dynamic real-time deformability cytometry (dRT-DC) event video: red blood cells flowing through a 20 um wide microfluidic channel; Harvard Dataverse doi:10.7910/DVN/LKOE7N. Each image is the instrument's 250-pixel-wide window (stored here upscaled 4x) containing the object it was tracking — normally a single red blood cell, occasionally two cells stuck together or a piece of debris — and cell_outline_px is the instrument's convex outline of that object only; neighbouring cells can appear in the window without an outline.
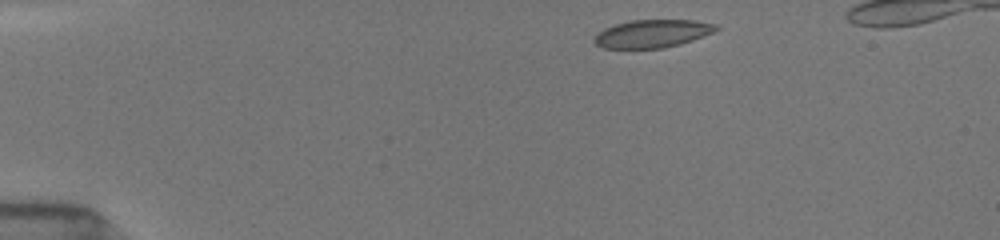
{"species": "common noctule bat (a hibernating species)", "species_latin": "Nyctalus noctula", "temperature_condition": "room temperature", "stored_images_in_passage": 38, "camera_frame_rate_fps": 3000, "um_per_image_px": 0.085, "animal": {"sex": "female", "body_mass_g": 19.5, "forearm_length_mm": 54.1}, "frame": {"image": 1, "passage_image": 1, "time_ms": 0.0, "image_size_px": [1000, 240], "cell_outline_px": [[720, 28], [704, 36], [680, 44], [664, 48], [600, 48], [592, 40], [596, 32], [604, 28], [628, 20], [696, 20], [716, 24]], "centroid_in_image_um": [55.41, 2.85], "position_along_channel_um": 29.6, "area_um2": 20.0}}
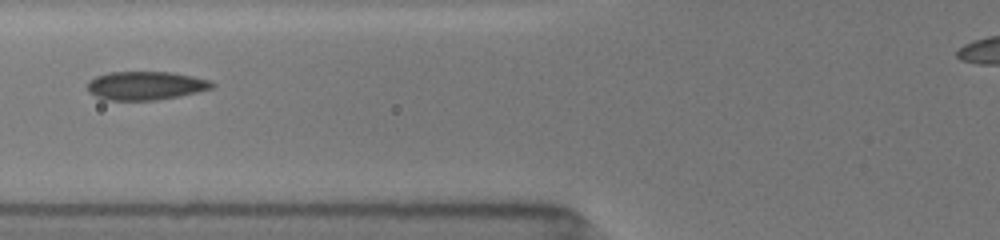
{"frame": {"image": 2, "passage_image": 23, "time_ms": 4.0, "image_size_px": [1000, 240], "cell_outline_px": [[216, 84], [212, 88], [180, 96], [156, 100], [104, 100], [88, 92], [88, 80], [96, 76], [108, 72], [172, 72], [212, 80]], "centroid_in_image_um": [12.38, 7.27], "position_along_channel_um": 113.4, "area_um2": 20.87}}
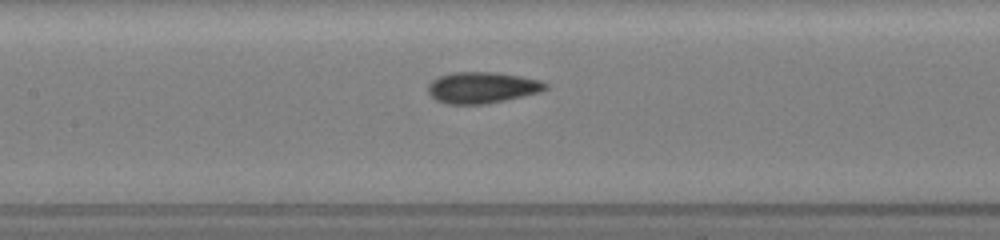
{"frame": {"image": 3, "passage_image": 30, "time_ms": 5.333, "image_size_px": [1000, 240], "cell_outline_px": [[548, 88], [540, 92], [504, 100], [484, 104], [448, 104], [436, 100], [428, 92], [428, 84], [432, 80], [440, 76], [452, 72], [496, 72], [520, 76], [540, 80], [548, 84]], "centroid_in_image_um": [40.98, 7.44], "position_along_channel_um": 166.4, "area_um2": 21.33}}